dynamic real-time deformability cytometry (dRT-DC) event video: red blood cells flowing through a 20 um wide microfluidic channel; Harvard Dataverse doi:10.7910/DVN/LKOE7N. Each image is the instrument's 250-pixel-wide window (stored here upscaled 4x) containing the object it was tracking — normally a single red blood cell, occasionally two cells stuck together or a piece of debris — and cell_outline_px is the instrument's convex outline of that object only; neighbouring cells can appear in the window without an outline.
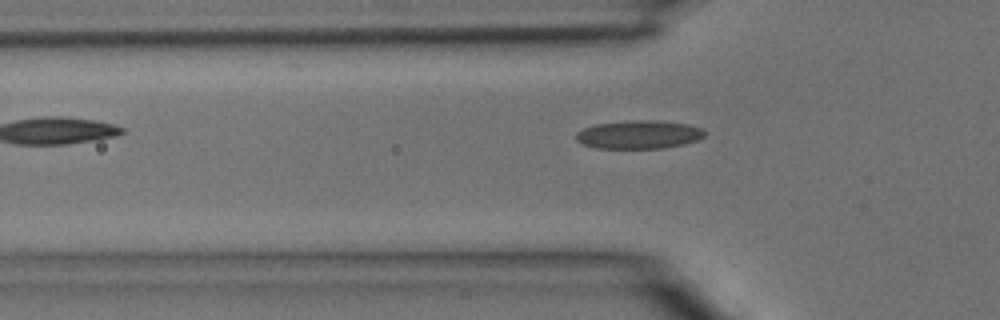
{"species": "common noctule bat (a hibernating species)", "species_latin": "Nyctalus noctula", "temperature_condition": "room temperature", "stored_images_in_passage": 4, "camera_frame_rate_fps": 3000, "um_per_image_px": 0.085, "animal": {"sex": "male", "body_mass_g": 15.6}, "frame": {"image": 1, "passage_image": 4, "time_ms": 1.0, "image_size_px": [1000, 320], "cell_outline_px": [[704, 136], [696, 140], [684, 144], [664, 148], [596, 148], [584, 144], [576, 140], [576, 132], [584, 128], [596, 124], [632, 120], [656, 120], [688, 124], [700, 128], [704, 132]], "centroid_in_image_um": [54.29, 11.43], "position_along_channel_um": 71.5, "area_um2": 21.1}}